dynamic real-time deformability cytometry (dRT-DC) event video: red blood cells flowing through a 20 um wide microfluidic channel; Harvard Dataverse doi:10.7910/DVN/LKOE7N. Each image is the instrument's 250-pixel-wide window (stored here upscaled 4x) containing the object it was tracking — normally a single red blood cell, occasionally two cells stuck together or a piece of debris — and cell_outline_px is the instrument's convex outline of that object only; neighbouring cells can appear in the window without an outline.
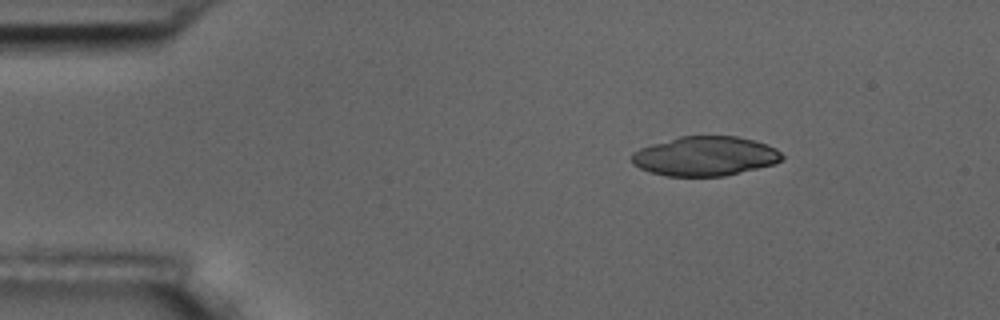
{"species": "common noctule bat (a hibernating species)", "species_latin": "Nyctalus noctula", "temperature_condition": "room temperature", "stored_images_in_passage": 4, "camera_frame_rate_fps": 3000, "um_per_image_px": 0.085, "animal": {"sex": "male", "body_mass_g": 17.5, "forearm_length_mm": 52.3}, "frame": {"image": 1, "passage_image": 2, "time_ms": 1.0, "image_size_px": [1000, 320], "cell_outline_px": [[784, 160], [772, 164], [724, 176], [668, 176], [652, 172], [640, 168], [632, 164], [632, 152], [640, 148], [652, 144], [680, 136], [736, 136], [752, 140], [776, 148], [784, 156]], "centroid_in_image_um": [59.92, 13.27], "position_along_channel_um": 25.1, "area_um2": 34.28}}